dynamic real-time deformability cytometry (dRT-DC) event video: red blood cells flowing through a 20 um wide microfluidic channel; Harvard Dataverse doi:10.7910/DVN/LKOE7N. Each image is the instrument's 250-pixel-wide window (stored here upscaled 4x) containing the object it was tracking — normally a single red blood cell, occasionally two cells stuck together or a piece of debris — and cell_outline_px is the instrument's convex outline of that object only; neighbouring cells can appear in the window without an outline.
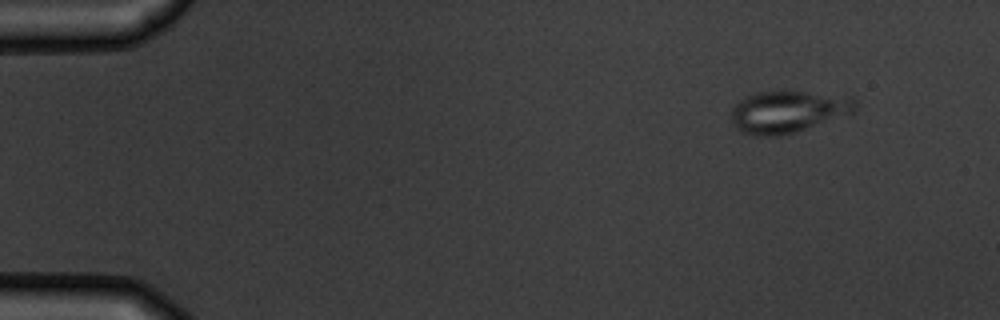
{"species": "common noctule bat (a hibernating species)", "species_latin": "Nyctalus noctula", "temperature_condition": "warm", "stored_images_in_passage": 4, "camera_frame_rate_fps": 3000, "um_per_image_px": 0.085, "animal": {"sex": "male", "body_mass_g": 19.5, "forearm_length_mm": 54.6}, "frame": {"image": 1, "passage_image": 1, "time_ms": 0.0, "image_size_px": [1000, 320], "cell_outline_px": [[856, 108], [852, 112], [780, 136], [756, 136], [740, 132], [736, 128], [732, 120], [732, 108], [740, 100], [748, 96], [760, 92], [804, 92], [852, 96], [856, 100]], "centroid_in_image_um": [66.95, 9.49], "position_along_channel_um": 18.1, "area_um2": 29.59}}